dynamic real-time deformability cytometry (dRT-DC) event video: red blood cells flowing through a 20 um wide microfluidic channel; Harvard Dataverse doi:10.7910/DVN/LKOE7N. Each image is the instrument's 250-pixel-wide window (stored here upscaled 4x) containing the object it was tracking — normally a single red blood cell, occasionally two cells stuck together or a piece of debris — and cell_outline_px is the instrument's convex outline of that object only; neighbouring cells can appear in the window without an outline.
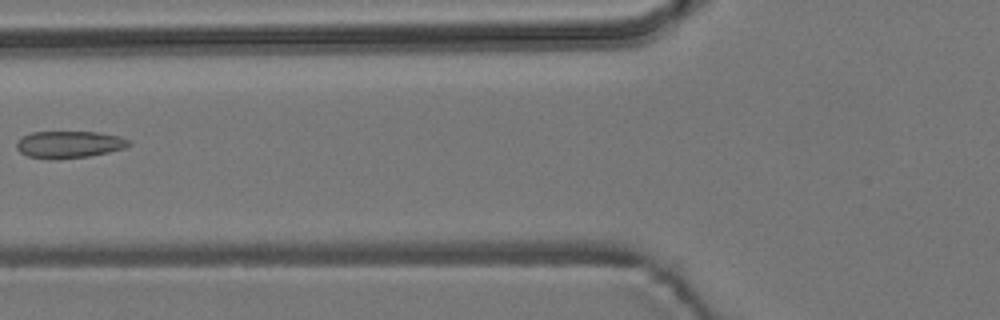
{"species": "common noctule bat (a hibernating species)", "species_latin": "Nyctalus noctula", "temperature_condition": "room temperature", "stored_images_in_passage": 4, "camera_frame_rate_fps": 3000, "um_per_image_px": 0.085, "animal": {"sex": "male", "body_mass_g": 19.2, "forearm_length_mm": 51.8}, "frame": {"image": 1, "passage_image": 4, "time_ms": 3.667, "image_size_px": [1000, 320], "cell_outline_px": [[132, 144], [124, 148], [108, 152], [88, 156], [28, 156], [20, 152], [16, 148], [16, 140], [32, 132], [96, 132], [120, 136], [128, 140]], "centroid_in_image_um": [5.91, 12.23], "position_along_channel_um": 119.9, "area_um2": 16.82}}